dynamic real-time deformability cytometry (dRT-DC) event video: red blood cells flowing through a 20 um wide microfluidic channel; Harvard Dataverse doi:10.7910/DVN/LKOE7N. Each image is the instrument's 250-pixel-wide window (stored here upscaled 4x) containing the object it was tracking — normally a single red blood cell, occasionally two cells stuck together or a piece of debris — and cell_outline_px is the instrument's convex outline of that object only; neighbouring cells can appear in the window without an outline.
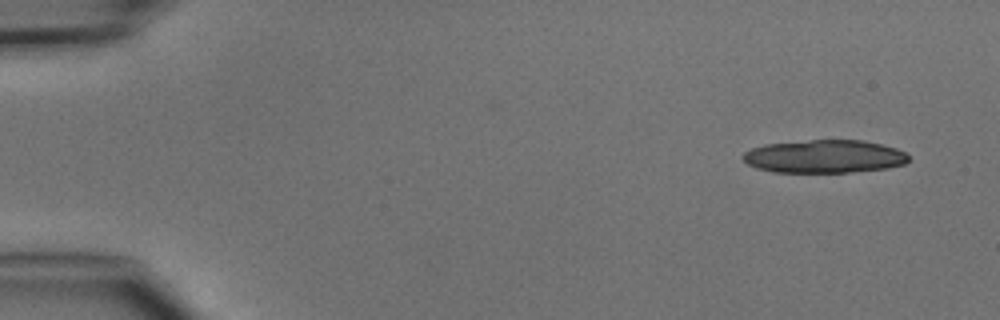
{"species": "common noctule bat (a hibernating species)", "species_latin": "Nyctalus noctula", "temperature_condition": "cold", "stored_images_in_passage": 4, "camera_frame_rate_fps": 3000, "um_per_image_px": 0.085, "animal": {"sex": "male", "body_mass_g": 15.6}, "frame": {"image": 1, "passage_image": 1, "time_ms": 0.0, "image_size_px": [1000, 320], "cell_outline_px": [[908, 160], [904, 164], [888, 168], [848, 172], [772, 172], [756, 168], [748, 164], [740, 156], [744, 152], [752, 148], [764, 144], [812, 140], [864, 140], [896, 148], [904, 152], [908, 156]], "centroid_in_image_um": [70.04, 13.3], "position_along_channel_um": 15.0, "area_um2": 31.91}}